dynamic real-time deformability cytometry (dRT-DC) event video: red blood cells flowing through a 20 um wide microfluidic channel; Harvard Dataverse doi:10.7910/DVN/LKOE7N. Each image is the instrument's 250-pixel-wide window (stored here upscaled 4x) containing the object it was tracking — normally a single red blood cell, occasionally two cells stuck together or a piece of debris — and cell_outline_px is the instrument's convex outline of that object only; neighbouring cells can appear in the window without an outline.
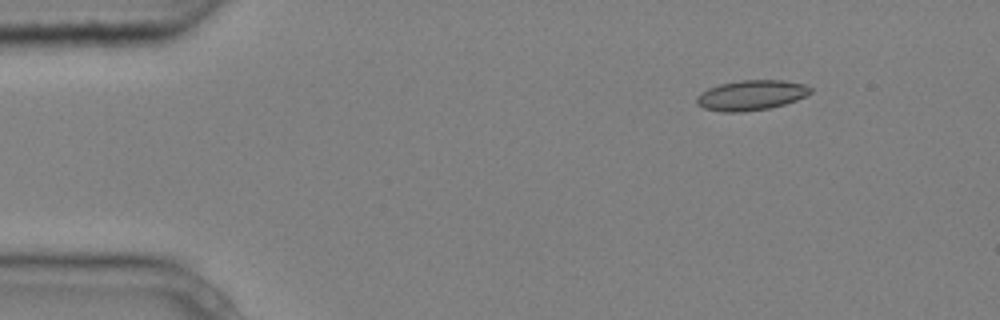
{"species": "common noctule bat (a hibernating species)", "species_latin": "Nyctalus noctula", "temperature_condition": "cold", "stored_images_in_passage": 7, "camera_frame_rate_fps": 3000, "um_per_image_px": 0.085, "animal": {"sex": "male", "body_mass_g": 20.4}, "frame": {"image": 1, "passage_image": 2, "time_ms": 0.333, "image_size_px": [1000, 320], "cell_outline_px": [[812, 92], [796, 100], [784, 104], [768, 108], [744, 112], [724, 112], [704, 108], [696, 104], [696, 96], [700, 92], [708, 88], [720, 84], [740, 80], [784, 80], [804, 84], [812, 88]], "centroid_in_image_um": [63.82, 8.09], "position_along_channel_um": 21.2, "area_um2": 20.0}}
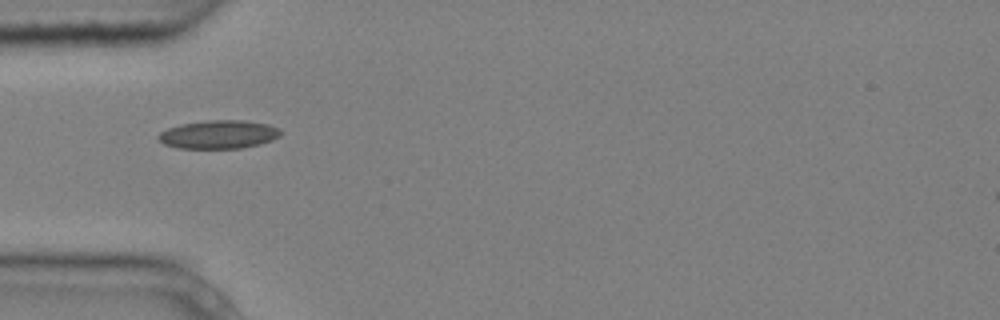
{"frame": {"image": 2, "passage_image": 5, "time_ms": 1.333, "image_size_px": [1000, 320], "cell_outline_px": [[280, 136], [272, 140], [260, 144], [240, 148], [180, 148], [164, 144], [156, 136], [160, 132], [168, 128], [180, 124], [208, 120], [244, 120], [268, 124], [280, 128]], "centroid_in_image_um": [18.6, 11.42], "position_along_channel_um": 66.4, "area_um2": 20.23}}
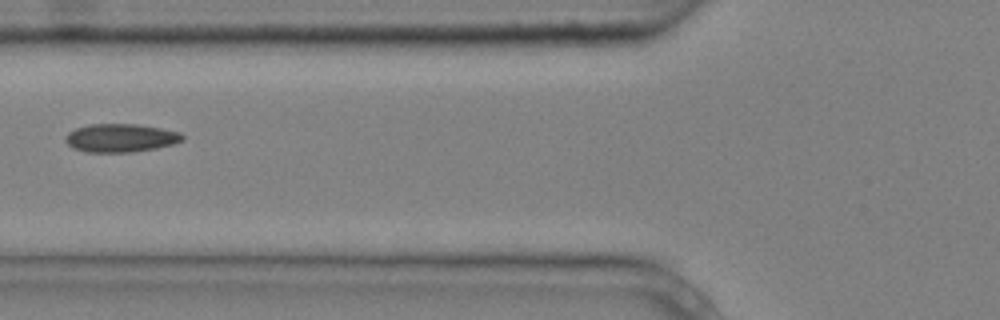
{"frame": {"image": 3, "passage_image": 6, "time_ms": 1.667, "image_size_px": [1000, 320], "cell_outline_px": [[184, 140], [172, 144], [156, 148], [132, 152], [84, 152], [72, 148], [64, 140], [64, 136], [68, 132], [76, 128], [92, 124], [136, 124], [160, 128], [180, 132], [184, 136]], "centroid_in_image_um": [10.22, 11.73], "position_along_channel_um": 115.6, "area_um2": 19.36}}